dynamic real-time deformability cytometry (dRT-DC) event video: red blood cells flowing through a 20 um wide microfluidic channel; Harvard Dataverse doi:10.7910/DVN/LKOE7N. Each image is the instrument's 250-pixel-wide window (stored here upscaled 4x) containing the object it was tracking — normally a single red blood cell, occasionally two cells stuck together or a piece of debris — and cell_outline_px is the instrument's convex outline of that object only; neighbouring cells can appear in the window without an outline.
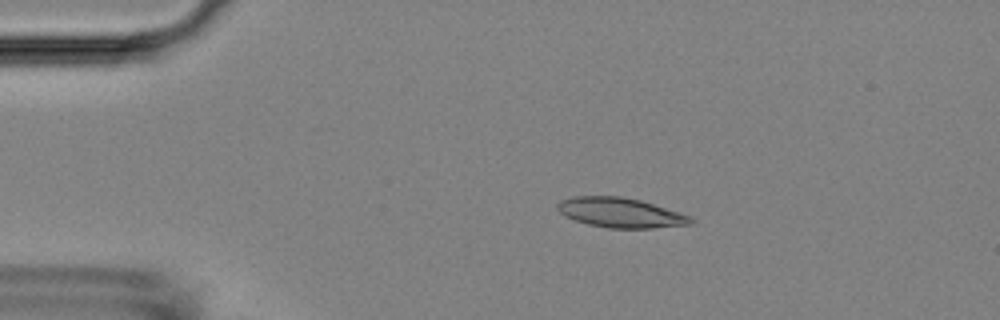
{"species": "Egyptian fruit bat (a non-hibernating species)", "species_latin": "Rousettus aegyptiacus", "temperature_condition": "room temperature", "stored_images_in_passage": 32, "camera_frame_rate_fps": 3000, "um_per_image_px": 0.085, "animal": {"sex": "female"}, "frame": {"image": 1, "passage_image": 10, "time_ms": 3.0, "image_size_px": [1000, 320], "cell_outline_px": [[696, 224], [652, 228], [608, 228], [588, 224], [564, 216], [556, 208], [556, 204], [560, 200], [572, 196], [620, 196], [640, 200], [680, 212], [692, 216], [696, 220]], "centroid_in_image_um": [52.78, 18.08], "position_along_channel_um": 32.2, "area_um2": 23.41}}
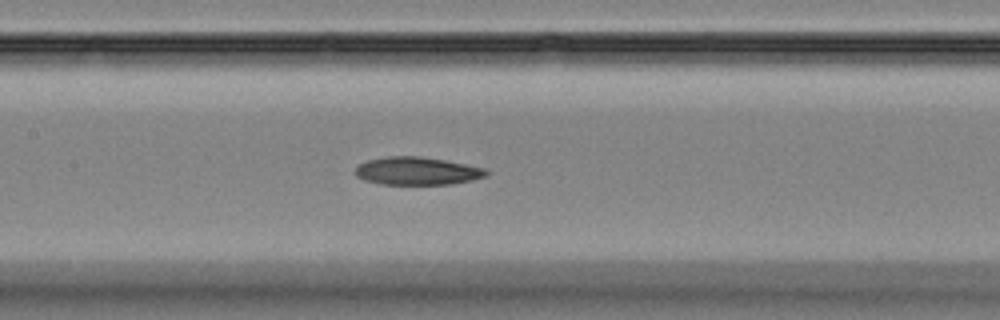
{"frame": {"image": 2, "passage_image": 25, "time_ms": 8.0, "image_size_px": [1000, 320], "cell_outline_px": [[488, 176], [472, 180], [452, 184], [380, 184], [364, 180], [356, 176], [356, 168], [360, 164], [368, 160], [388, 156], [420, 156], [444, 160], [488, 168]], "centroid_in_image_um": [35.5, 14.53], "position_along_channel_um": 171.9, "area_um2": 21.33}}
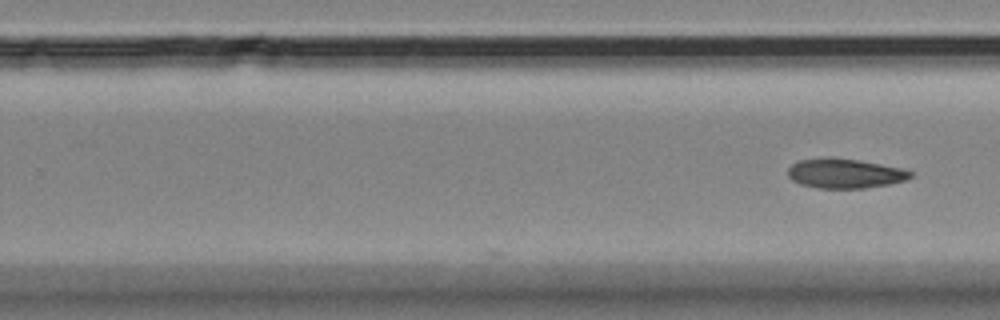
{"frame": {"image": 3, "passage_image": 32, "time_ms": 10.333, "image_size_px": [1000, 320], "cell_outline_px": [[912, 176], [908, 180], [888, 184], [864, 188], [816, 188], [800, 184], [792, 180], [788, 176], [788, 168], [792, 164], [800, 160], [828, 156], [832, 156], [880, 164], [900, 168], [912, 172]], "centroid_in_image_um": [71.78, 14.73], "position_along_channel_um": 258.0, "area_um2": 21.21}}